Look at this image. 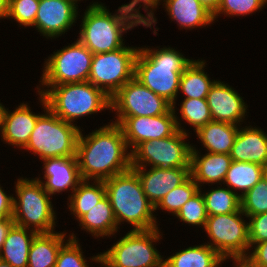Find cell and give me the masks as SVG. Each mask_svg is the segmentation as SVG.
I'll return each instance as SVG.
<instances>
[{"instance_id":"6da1fadb","label":"cell","mask_w":267,"mask_h":267,"mask_svg":"<svg viewBox=\"0 0 267 267\" xmlns=\"http://www.w3.org/2000/svg\"><path fill=\"white\" fill-rule=\"evenodd\" d=\"M84 135L80 130L76 157L82 180H106L131 169V151L119 124L109 122Z\"/></svg>"},{"instance_id":"7a4b0ae2","label":"cell","mask_w":267,"mask_h":267,"mask_svg":"<svg viewBox=\"0 0 267 267\" xmlns=\"http://www.w3.org/2000/svg\"><path fill=\"white\" fill-rule=\"evenodd\" d=\"M140 25L144 22L124 6L112 13L96 1L86 7L77 39L93 54L112 52L125 46L124 33Z\"/></svg>"},{"instance_id":"3957f363","label":"cell","mask_w":267,"mask_h":267,"mask_svg":"<svg viewBox=\"0 0 267 267\" xmlns=\"http://www.w3.org/2000/svg\"><path fill=\"white\" fill-rule=\"evenodd\" d=\"M192 60L171 46L145 45L138 51L134 78L173 106L177 104L181 74Z\"/></svg>"},{"instance_id":"277c9868","label":"cell","mask_w":267,"mask_h":267,"mask_svg":"<svg viewBox=\"0 0 267 267\" xmlns=\"http://www.w3.org/2000/svg\"><path fill=\"white\" fill-rule=\"evenodd\" d=\"M104 185L119 230L125 222L132 225L133 231L158 228L155 207L132 169L104 180Z\"/></svg>"},{"instance_id":"5b68a950","label":"cell","mask_w":267,"mask_h":267,"mask_svg":"<svg viewBox=\"0 0 267 267\" xmlns=\"http://www.w3.org/2000/svg\"><path fill=\"white\" fill-rule=\"evenodd\" d=\"M36 90L44 96L48 108L56 116L73 125H77L74 122L81 117L111 111V98L89 81L37 85Z\"/></svg>"},{"instance_id":"8992f818","label":"cell","mask_w":267,"mask_h":267,"mask_svg":"<svg viewBox=\"0 0 267 267\" xmlns=\"http://www.w3.org/2000/svg\"><path fill=\"white\" fill-rule=\"evenodd\" d=\"M37 95L44 113L38 117L29 142L23 149L37 155L40 160L76 157L81 127L60 119L48 108L44 96L40 93Z\"/></svg>"},{"instance_id":"52a82bcc","label":"cell","mask_w":267,"mask_h":267,"mask_svg":"<svg viewBox=\"0 0 267 267\" xmlns=\"http://www.w3.org/2000/svg\"><path fill=\"white\" fill-rule=\"evenodd\" d=\"M13 197V220L16 225L36 233H51L57 227V213L52 197L36 178H17Z\"/></svg>"},{"instance_id":"ba28073f","label":"cell","mask_w":267,"mask_h":267,"mask_svg":"<svg viewBox=\"0 0 267 267\" xmlns=\"http://www.w3.org/2000/svg\"><path fill=\"white\" fill-rule=\"evenodd\" d=\"M161 233L159 227L130 230L101 253V263L106 267H163L164 255L156 248Z\"/></svg>"},{"instance_id":"9c48e42d","label":"cell","mask_w":267,"mask_h":267,"mask_svg":"<svg viewBox=\"0 0 267 267\" xmlns=\"http://www.w3.org/2000/svg\"><path fill=\"white\" fill-rule=\"evenodd\" d=\"M248 218L241 210L237 212L208 216L204 228L208 244L223 259L232 265L240 264L250 251Z\"/></svg>"},{"instance_id":"30bf717a","label":"cell","mask_w":267,"mask_h":267,"mask_svg":"<svg viewBox=\"0 0 267 267\" xmlns=\"http://www.w3.org/2000/svg\"><path fill=\"white\" fill-rule=\"evenodd\" d=\"M189 137L177 130L167 138L141 142L131 152V168H190L193 144Z\"/></svg>"},{"instance_id":"8fae6325","label":"cell","mask_w":267,"mask_h":267,"mask_svg":"<svg viewBox=\"0 0 267 267\" xmlns=\"http://www.w3.org/2000/svg\"><path fill=\"white\" fill-rule=\"evenodd\" d=\"M93 53L78 39L54 51L43 64L39 85H61L88 81Z\"/></svg>"},{"instance_id":"7c38bea8","label":"cell","mask_w":267,"mask_h":267,"mask_svg":"<svg viewBox=\"0 0 267 267\" xmlns=\"http://www.w3.org/2000/svg\"><path fill=\"white\" fill-rule=\"evenodd\" d=\"M139 49L140 47L125 45L112 52L93 54L88 81L111 98L134 78Z\"/></svg>"},{"instance_id":"4fadbf2b","label":"cell","mask_w":267,"mask_h":267,"mask_svg":"<svg viewBox=\"0 0 267 267\" xmlns=\"http://www.w3.org/2000/svg\"><path fill=\"white\" fill-rule=\"evenodd\" d=\"M172 105L141 84L136 78L128 81L111 97L115 117H153L166 114Z\"/></svg>"},{"instance_id":"5bb4252c","label":"cell","mask_w":267,"mask_h":267,"mask_svg":"<svg viewBox=\"0 0 267 267\" xmlns=\"http://www.w3.org/2000/svg\"><path fill=\"white\" fill-rule=\"evenodd\" d=\"M115 118V121H111L121 126L127 146L131 152L141 142L167 138L178 130L172 108L166 114L159 116Z\"/></svg>"},{"instance_id":"9a60e30c","label":"cell","mask_w":267,"mask_h":267,"mask_svg":"<svg viewBox=\"0 0 267 267\" xmlns=\"http://www.w3.org/2000/svg\"><path fill=\"white\" fill-rule=\"evenodd\" d=\"M78 10L69 0H40L32 27L43 38H59L75 25L80 16Z\"/></svg>"},{"instance_id":"2e32d148","label":"cell","mask_w":267,"mask_h":267,"mask_svg":"<svg viewBox=\"0 0 267 267\" xmlns=\"http://www.w3.org/2000/svg\"><path fill=\"white\" fill-rule=\"evenodd\" d=\"M243 98L228 83L217 79L206 98L212 120L242 125L249 113Z\"/></svg>"},{"instance_id":"e0dca14e","label":"cell","mask_w":267,"mask_h":267,"mask_svg":"<svg viewBox=\"0 0 267 267\" xmlns=\"http://www.w3.org/2000/svg\"><path fill=\"white\" fill-rule=\"evenodd\" d=\"M41 161L44 164L42 180L39 176L35 178L43 184L44 190L51 197L71 190L70 195L68 194L69 198L82 181L77 157H54Z\"/></svg>"},{"instance_id":"ac0fdd59","label":"cell","mask_w":267,"mask_h":267,"mask_svg":"<svg viewBox=\"0 0 267 267\" xmlns=\"http://www.w3.org/2000/svg\"><path fill=\"white\" fill-rule=\"evenodd\" d=\"M131 169L138 175L142 189L154 207L167 193L190 177V168L140 167Z\"/></svg>"},{"instance_id":"d6986e66","label":"cell","mask_w":267,"mask_h":267,"mask_svg":"<svg viewBox=\"0 0 267 267\" xmlns=\"http://www.w3.org/2000/svg\"><path fill=\"white\" fill-rule=\"evenodd\" d=\"M195 146L192 145L191 149L190 176L200 189H203L204 184L222 185L232 163L230 155L206 151V154L201 155Z\"/></svg>"},{"instance_id":"ffe728a7","label":"cell","mask_w":267,"mask_h":267,"mask_svg":"<svg viewBox=\"0 0 267 267\" xmlns=\"http://www.w3.org/2000/svg\"><path fill=\"white\" fill-rule=\"evenodd\" d=\"M31 110L29 104L24 102L15 107L12 112L6 107L0 135L2 142L23 150L41 115L40 112L35 113Z\"/></svg>"},{"instance_id":"44dd1931","label":"cell","mask_w":267,"mask_h":267,"mask_svg":"<svg viewBox=\"0 0 267 267\" xmlns=\"http://www.w3.org/2000/svg\"><path fill=\"white\" fill-rule=\"evenodd\" d=\"M248 123L247 126H239L229 155L233 161L250 162L264 167L267 164V134L263 129Z\"/></svg>"},{"instance_id":"7402d4cb","label":"cell","mask_w":267,"mask_h":267,"mask_svg":"<svg viewBox=\"0 0 267 267\" xmlns=\"http://www.w3.org/2000/svg\"><path fill=\"white\" fill-rule=\"evenodd\" d=\"M162 5L171 22L176 21L180 30L206 28L214 23L213 15L199 0H165Z\"/></svg>"},{"instance_id":"603a6c76","label":"cell","mask_w":267,"mask_h":267,"mask_svg":"<svg viewBox=\"0 0 267 267\" xmlns=\"http://www.w3.org/2000/svg\"><path fill=\"white\" fill-rule=\"evenodd\" d=\"M82 230L92 235L93 238L116 236L119 228L112 210L109 198L105 195L99 202L89 209L78 220Z\"/></svg>"},{"instance_id":"cb8c5ba5","label":"cell","mask_w":267,"mask_h":267,"mask_svg":"<svg viewBox=\"0 0 267 267\" xmlns=\"http://www.w3.org/2000/svg\"><path fill=\"white\" fill-rule=\"evenodd\" d=\"M66 233H38L29 250L27 267H55L59 250L70 239Z\"/></svg>"},{"instance_id":"d4e9b609","label":"cell","mask_w":267,"mask_h":267,"mask_svg":"<svg viewBox=\"0 0 267 267\" xmlns=\"http://www.w3.org/2000/svg\"><path fill=\"white\" fill-rule=\"evenodd\" d=\"M238 131V125L212 120L195 134L207 152L230 154Z\"/></svg>"},{"instance_id":"484cf974","label":"cell","mask_w":267,"mask_h":267,"mask_svg":"<svg viewBox=\"0 0 267 267\" xmlns=\"http://www.w3.org/2000/svg\"><path fill=\"white\" fill-rule=\"evenodd\" d=\"M33 230L14 224L0 251V259L12 267H27L28 255L34 237Z\"/></svg>"},{"instance_id":"4316f807","label":"cell","mask_w":267,"mask_h":267,"mask_svg":"<svg viewBox=\"0 0 267 267\" xmlns=\"http://www.w3.org/2000/svg\"><path fill=\"white\" fill-rule=\"evenodd\" d=\"M224 262L226 260L204 242L164 257L163 267H222Z\"/></svg>"},{"instance_id":"83f0119b","label":"cell","mask_w":267,"mask_h":267,"mask_svg":"<svg viewBox=\"0 0 267 267\" xmlns=\"http://www.w3.org/2000/svg\"><path fill=\"white\" fill-rule=\"evenodd\" d=\"M205 60L193 59L181 74L178 94L182 92L184 99H206L211 87L217 80L205 72Z\"/></svg>"},{"instance_id":"f1b7e54d","label":"cell","mask_w":267,"mask_h":267,"mask_svg":"<svg viewBox=\"0 0 267 267\" xmlns=\"http://www.w3.org/2000/svg\"><path fill=\"white\" fill-rule=\"evenodd\" d=\"M91 181L82 180L67 199V208L76 221L106 195L104 181Z\"/></svg>"},{"instance_id":"f546056e","label":"cell","mask_w":267,"mask_h":267,"mask_svg":"<svg viewBox=\"0 0 267 267\" xmlns=\"http://www.w3.org/2000/svg\"><path fill=\"white\" fill-rule=\"evenodd\" d=\"M263 178V166L250 162L233 161L228 169L223 185L240 198Z\"/></svg>"},{"instance_id":"4dcf8cb0","label":"cell","mask_w":267,"mask_h":267,"mask_svg":"<svg viewBox=\"0 0 267 267\" xmlns=\"http://www.w3.org/2000/svg\"><path fill=\"white\" fill-rule=\"evenodd\" d=\"M172 109L175 114L178 130L188 135H190V132H188L189 130L184 129V126H181V119L191 126L190 128L193 129L194 133L212 121L207 99H183L180 104V109H178L176 105H173ZM178 113L180 116H177Z\"/></svg>"},{"instance_id":"1f68e13d","label":"cell","mask_w":267,"mask_h":267,"mask_svg":"<svg viewBox=\"0 0 267 267\" xmlns=\"http://www.w3.org/2000/svg\"><path fill=\"white\" fill-rule=\"evenodd\" d=\"M200 191L204 197L208 216L233 213L241 208L240 197L224 185L222 187L218 184L217 188L208 189L206 192L201 189Z\"/></svg>"},{"instance_id":"d6a6232c","label":"cell","mask_w":267,"mask_h":267,"mask_svg":"<svg viewBox=\"0 0 267 267\" xmlns=\"http://www.w3.org/2000/svg\"><path fill=\"white\" fill-rule=\"evenodd\" d=\"M200 191V187L190 176L185 182L167 193L155 206V212L161 209L175 216L180 208Z\"/></svg>"},{"instance_id":"836d02e7","label":"cell","mask_w":267,"mask_h":267,"mask_svg":"<svg viewBox=\"0 0 267 267\" xmlns=\"http://www.w3.org/2000/svg\"><path fill=\"white\" fill-rule=\"evenodd\" d=\"M174 217L183 223L189 224V226L203 227L202 229H204L208 215L201 191L190 198Z\"/></svg>"},{"instance_id":"e575fe53","label":"cell","mask_w":267,"mask_h":267,"mask_svg":"<svg viewBox=\"0 0 267 267\" xmlns=\"http://www.w3.org/2000/svg\"><path fill=\"white\" fill-rule=\"evenodd\" d=\"M267 0H221L217 12L213 15L214 23L220 15L227 17L247 16L262 11Z\"/></svg>"},{"instance_id":"d590c367","label":"cell","mask_w":267,"mask_h":267,"mask_svg":"<svg viewBox=\"0 0 267 267\" xmlns=\"http://www.w3.org/2000/svg\"><path fill=\"white\" fill-rule=\"evenodd\" d=\"M69 235L70 239L58 252L55 267H89L90 262L83 254L78 237H76L74 231Z\"/></svg>"},{"instance_id":"8d00e7d4","label":"cell","mask_w":267,"mask_h":267,"mask_svg":"<svg viewBox=\"0 0 267 267\" xmlns=\"http://www.w3.org/2000/svg\"><path fill=\"white\" fill-rule=\"evenodd\" d=\"M240 203L241 210L247 217L267 212V185L264 180L246 192L240 198Z\"/></svg>"},{"instance_id":"74e56055","label":"cell","mask_w":267,"mask_h":267,"mask_svg":"<svg viewBox=\"0 0 267 267\" xmlns=\"http://www.w3.org/2000/svg\"><path fill=\"white\" fill-rule=\"evenodd\" d=\"M40 0H9L7 20L18 23V27H32Z\"/></svg>"},{"instance_id":"f35d334b","label":"cell","mask_w":267,"mask_h":267,"mask_svg":"<svg viewBox=\"0 0 267 267\" xmlns=\"http://www.w3.org/2000/svg\"><path fill=\"white\" fill-rule=\"evenodd\" d=\"M164 1L165 0H131L127 4H122V6H124L128 11H130L131 13L136 15L139 19H141L144 22L145 28L148 27L154 30L152 33L155 36L157 35L156 31H158L159 28L156 27L158 20L156 19L154 13L156 12L155 10L158 9V6H160L161 3H163ZM141 7L143 8L146 15L140 12Z\"/></svg>"},{"instance_id":"ab89813d","label":"cell","mask_w":267,"mask_h":267,"mask_svg":"<svg viewBox=\"0 0 267 267\" xmlns=\"http://www.w3.org/2000/svg\"><path fill=\"white\" fill-rule=\"evenodd\" d=\"M249 246L267 240V212L249 216Z\"/></svg>"},{"instance_id":"60d3db41","label":"cell","mask_w":267,"mask_h":267,"mask_svg":"<svg viewBox=\"0 0 267 267\" xmlns=\"http://www.w3.org/2000/svg\"><path fill=\"white\" fill-rule=\"evenodd\" d=\"M240 265L242 267H267V240L254 244Z\"/></svg>"},{"instance_id":"b9f144b4","label":"cell","mask_w":267,"mask_h":267,"mask_svg":"<svg viewBox=\"0 0 267 267\" xmlns=\"http://www.w3.org/2000/svg\"><path fill=\"white\" fill-rule=\"evenodd\" d=\"M0 185V219L13 217V197L14 194H8Z\"/></svg>"},{"instance_id":"7bdbcfd3","label":"cell","mask_w":267,"mask_h":267,"mask_svg":"<svg viewBox=\"0 0 267 267\" xmlns=\"http://www.w3.org/2000/svg\"><path fill=\"white\" fill-rule=\"evenodd\" d=\"M15 224L13 217L0 219V251L2 249L3 243L6 239V236L12 226Z\"/></svg>"},{"instance_id":"ee69618b","label":"cell","mask_w":267,"mask_h":267,"mask_svg":"<svg viewBox=\"0 0 267 267\" xmlns=\"http://www.w3.org/2000/svg\"><path fill=\"white\" fill-rule=\"evenodd\" d=\"M201 5L214 15L220 5L221 0H199Z\"/></svg>"},{"instance_id":"f6af8a7d","label":"cell","mask_w":267,"mask_h":267,"mask_svg":"<svg viewBox=\"0 0 267 267\" xmlns=\"http://www.w3.org/2000/svg\"><path fill=\"white\" fill-rule=\"evenodd\" d=\"M9 0H0V20L7 19Z\"/></svg>"},{"instance_id":"bcb514c9","label":"cell","mask_w":267,"mask_h":267,"mask_svg":"<svg viewBox=\"0 0 267 267\" xmlns=\"http://www.w3.org/2000/svg\"><path fill=\"white\" fill-rule=\"evenodd\" d=\"M5 110H6V107L4 106V104H2L0 102V134H1V131H2V127H3V120H4Z\"/></svg>"},{"instance_id":"7dc6e473","label":"cell","mask_w":267,"mask_h":267,"mask_svg":"<svg viewBox=\"0 0 267 267\" xmlns=\"http://www.w3.org/2000/svg\"><path fill=\"white\" fill-rule=\"evenodd\" d=\"M89 259L90 261L92 260L94 263L96 262V264H99L100 265L99 267H106L101 263V252L100 253L98 252L97 255L91 256Z\"/></svg>"},{"instance_id":"c3c4849f","label":"cell","mask_w":267,"mask_h":267,"mask_svg":"<svg viewBox=\"0 0 267 267\" xmlns=\"http://www.w3.org/2000/svg\"><path fill=\"white\" fill-rule=\"evenodd\" d=\"M262 179L267 185V164L263 167V178Z\"/></svg>"},{"instance_id":"681fc988","label":"cell","mask_w":267,"mask_h":267,"mask_svg":"<svg viewBox=\"0 0 267 267\" xmlns=\"http://www.w3.org/2000/svg\"><path fill=\"white\" fill-rule=\"evenodd\" d=\"M0 267H12L9 263L0 259Z\"/></svg>"},{"instance_id":"f907efd6","label":"cell","mask_w":267,"mask_h":267,"mask_svg":"<svg viewBox=\"0 0 267 267\" xmlns=\"http://www.w3.org/2000/svg\"><path fill=\"white\" fill-rule=\"evenodd\" d=\"M69 1L74 3L77 7H79L78 4H79V1H81V0H69Z\"/></svg>"},{"instance_id":"816d5d0a","label":"cell","mask_w":267,"mask_h":267,"mask_svg":"<svg viewBox=\"0 0 267 267\" xmlns=\"http://www.w3.org/2000/svg\"><path fill=\"white\" fill-rule=\"evenodd\" d=\"M233 267H242L240 264L233 265Z\"/></svg>"}]
</instances>
